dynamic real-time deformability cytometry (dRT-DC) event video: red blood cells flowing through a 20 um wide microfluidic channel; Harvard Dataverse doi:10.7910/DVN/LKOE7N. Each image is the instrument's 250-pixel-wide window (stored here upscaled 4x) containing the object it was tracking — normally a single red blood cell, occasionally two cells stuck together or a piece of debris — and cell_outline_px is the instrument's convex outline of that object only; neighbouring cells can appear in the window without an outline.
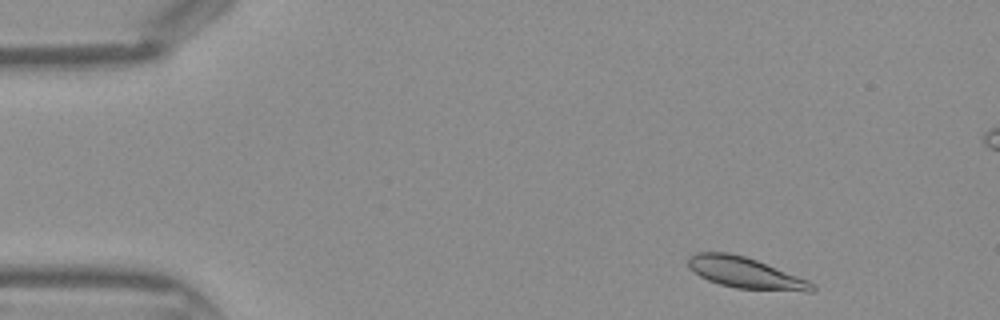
{"species": "Egyptian fruit bat (a non-hibernating species)", "species_latin": "Rousettus aegyptiacus", "temperature_condition": "warm", "stored_images_in_passage": 42, "segment_of_instrument_passage": [1, 2], "camera_frame_rate_fps": 3000, "um_per_image_px": 0.085, "frame": {"image": 1, "passage_image": 2, "time_ms": 0.333, "image_size_px": [1000, 320], "cell_outline_px": [[816, 288], [812, 292], [804, 292], [736, 288], [720, 284], [708, 280], [692, 272], [688, 268], [688, 256], [696, 252], [728, 252], [744, 256], [756, 260], [808, 280], [816, 284]], "centroid_in_image_um": [63.35, 23.2], "position_along_channel_um": 21.7, "area_um2": 22.54}}
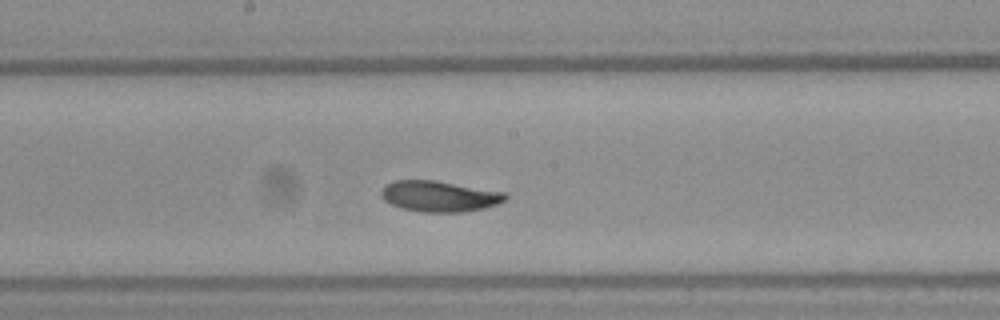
{"frame": {"image": 2, "passage_image": 20, "time_ms": 6.333, "image_size_px": [1000, 320], "cell_outline_px": [[508, 196], [504, 200], [496, 204], [484, 208], [464, 212], [420, 212], [400, 208], [384, 200], [380, 196], [380, 188], [384, 184], [392, 180], [436, 180], [504, 192]], "centroid_in_image_um": [37.27, 16.67], "position_along_channel_um": 210.9, "area_um2": 22.54}}
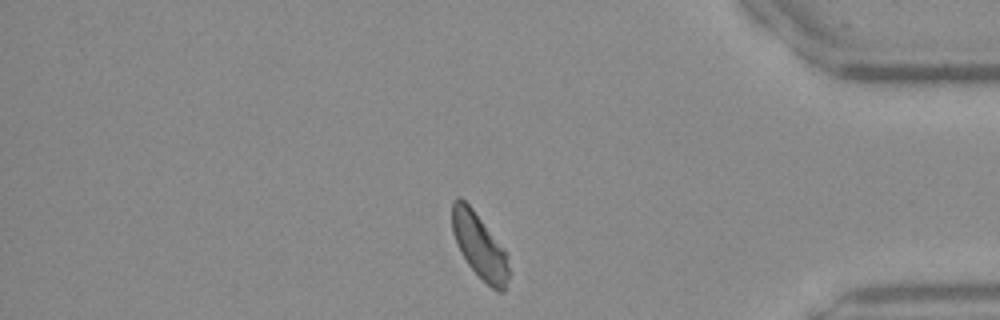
{"frame": {"image": 3, "passage_image": 34, "time_ms": 11.0, "image_size_px": [1000, 320], "cell_outline_px": [[508, 276], [504, 292], [496, 292], [468, 264], [460, 252], [452, 232], [452, 200], [456, 196], [460, 196], [472, 208], [504, 252], [508, 268]], "centroid_in_image_um": [40.69, 20.88], "position_along_channel_um": 394.5, "area_um2": 20.63}}